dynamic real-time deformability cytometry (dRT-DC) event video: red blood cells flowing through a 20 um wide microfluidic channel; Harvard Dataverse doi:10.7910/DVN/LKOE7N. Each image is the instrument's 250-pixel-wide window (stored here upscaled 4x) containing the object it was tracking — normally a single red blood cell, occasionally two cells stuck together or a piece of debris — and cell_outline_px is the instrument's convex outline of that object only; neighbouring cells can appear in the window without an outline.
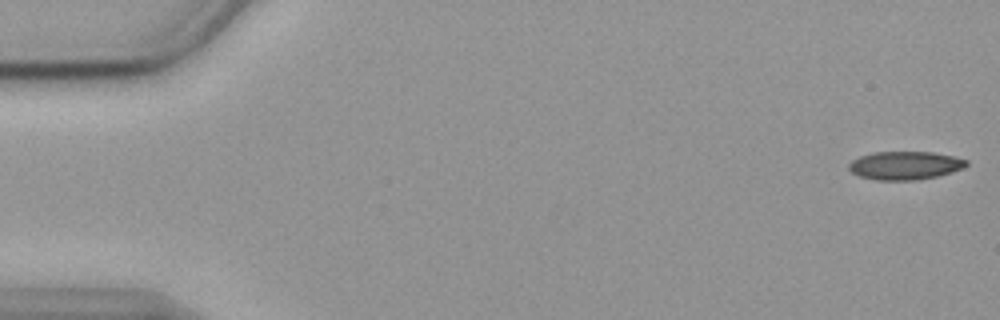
{"species": "common noctule bat (a hibernating species)", "species_latin": "Nyctalus noctula", "temperature_condition": "cold", "stored_images_in_passage": 56, "camera_frame_rate_fps": 3000, "um_per_image_px": 0.085, "animal": {"sex": "female", "body_mass_g": 19.9}, "frame": {"image": 1, "passage_image": 1, "time_ms": 0.0, "image_size_px": [1000, 320], "cell_outline_px": [[968, 164], [964, 168], [936, 176], [916, 180], [876, 180], [860, 176], [852, 172], [848, 168], [848, 164], [852, 160], [860, 156], [872, 152], [932, 152], [952, 156], [968, 160]], "centroid_in_image_um": [76.91, 14.06], "position_along_channel_um": 8.1, "area_um2": 19.31}}
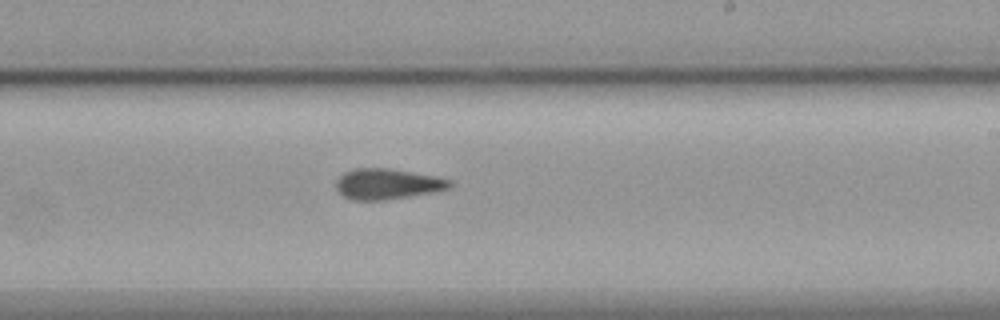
{"frame": {"image": 2, "passage_image": 33, "time_ms": 10.667, "image_size_px": [1000, 320], "cell_outline_px": [[452, 184], [448, 188], [432, 192], [384, 200], [348, 200], [336, 188], [336, 180], [344, 172], [356, 168], [388, 168], [432, 176], [452, 180]], "centroid_in_image_um": [32.87, 15.64], "position_along_channel_um": 256.1, "area_um2": 20.0}}
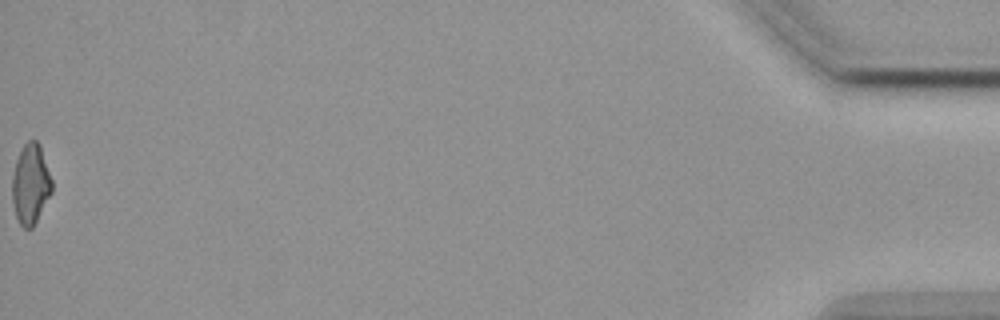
{"frame": {"image": 3, "passage_image": 56, "time_ms": 18.333, "image_size_px": [1000, 320], "cell_outline_px": [[52, 192], [32, 228], [24, 228], [20, 224], [16, 216], [12, 200], [12, 176], [16, 160], [24, 144], [28, 140], [36, 140], [40, 144], [52, 180]], "centroid_in_image_um": [2.6, 15.63], "position_along_channel_um": 432.6, "area_um2": 18.44}, "authors_computed_cell_mechanics": {"area_um2": 20.2589, "velocity_mm_per_s": 3.5956, "shape_relaxation_time_tau1_ms": 6.616, "shape_relaxation_time_tau2_ms": 2.6822, "deformation_change_tau1": 0.1798, "deformation_change_tau2": 0.1205}}